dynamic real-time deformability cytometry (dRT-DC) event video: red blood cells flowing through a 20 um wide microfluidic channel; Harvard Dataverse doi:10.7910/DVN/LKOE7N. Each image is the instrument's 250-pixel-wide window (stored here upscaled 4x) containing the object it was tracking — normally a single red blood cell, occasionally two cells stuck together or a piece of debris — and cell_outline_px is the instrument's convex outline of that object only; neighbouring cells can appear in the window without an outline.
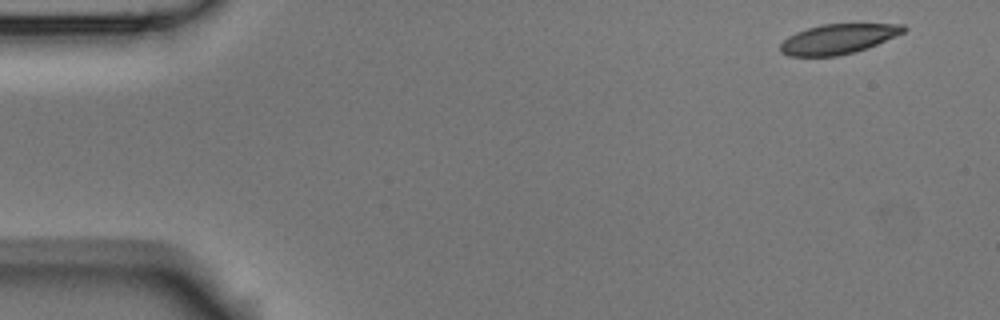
{"species": "Egyptian fruit bat (a non-hibernating species)", "species_latin": "Rousettus aegyptiacus", "temperature_condition": "room temperature", "stored_images_in_passage": 4, "camera_frame_rate_fps": 3000, "um_per_image_px": 0.085, "animal": {"sex": "male"}, "frame": {"image": 1, "passage_image": 1, "time_ms": 0.0, "image_size_px": [1000, 320], "cell_outline_px": [[908, 28], [904, 32], [868, 48], [856, 52], [836, 56], [788, 56], [780, 52], [780, 44], [788, 36], [796, 32], [820, 24], [904, 24]], "centroid_in_image_um": [71.23, 3.31], "position_along_channel_um": 13.8, "area_um2": 21.5}}
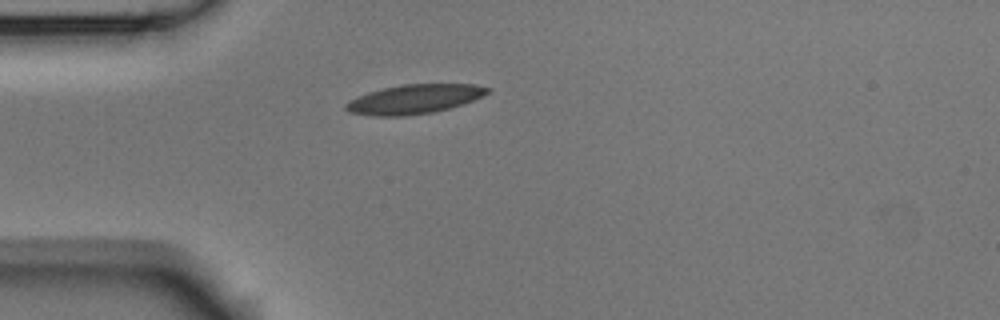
{"frame": {"image": 2, "passage_image": 4, "time_ms": 1.0, "image_size_px": [1000, 320], "cell_outline_px": [[492, 88], [488, 92], [464, 104], [432, 112], [404, 116], [372, 116], [348, 112], [344, 108], [344, 104], [368, 92], [384, 88], [404, 84], [476, 84]], "centroid_in_image_um": [35.21, 8.43], "position_along_channel_um": 49.8, "area_um2": 23.93}}